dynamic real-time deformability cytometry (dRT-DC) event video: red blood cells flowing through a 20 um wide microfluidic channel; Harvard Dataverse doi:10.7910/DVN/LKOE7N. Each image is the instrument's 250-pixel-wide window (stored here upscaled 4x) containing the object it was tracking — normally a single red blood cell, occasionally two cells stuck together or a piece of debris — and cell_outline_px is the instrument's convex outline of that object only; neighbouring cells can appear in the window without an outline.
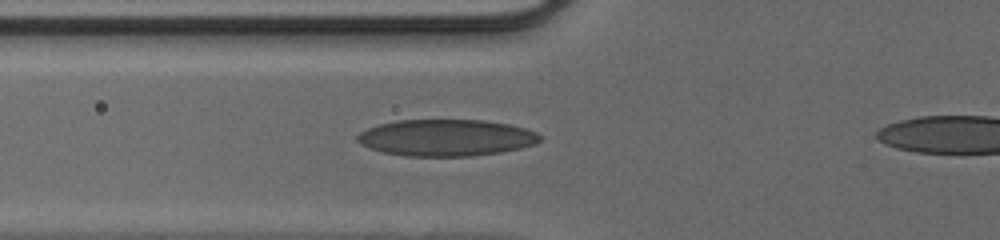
{"species": "human", "species_latin": "Homo sapiens", "temperature_condition": "cold", "stored_images_in_passage": 27, "camera_frame_rate_fps": 3000, "um_per_image_px": 0.085, "donor": {"sex": "male"}, "frame": {"image": 1, "passage_image": 2, "time_ms": 0.333, "image_size_px": [1000, 240], "cell_outline_px": [[540, 140], [532, 144], [520, 148], [500, 152], [472, 156], [404, 156], [380, 152], [360, 144], [356, 140], [356, 136], [360, 132], [368, 128], [380, 124], [396, 120], [484, 120], [508, 124], [524, 128], [536, 132], [540, 136]], "centroid_in_image_um": [37.87, 11.71], "position_along_channel_um": 87.9, "area_um2": 38.96}}
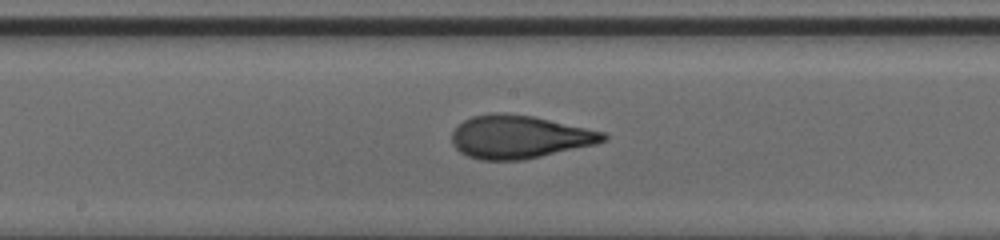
{"frame": {"image": 2, "passage_image": 10, "time_ms": 3.0, "image_size_px": [1000, 240], "cell_outline_px": [[608, 140], [596, 144], [524, 160], [480, 160], [468, 156], [460, 152], [452, 144], [452, 132], [464, 120], [472, 116], [488, 112], [500, 112], [532, 116], [604, 132], [608, 136]], "centroid_in_image_um": [44.13, 11.64], "position_along_channel_um": 204.1, "area_um2": 38.03}}
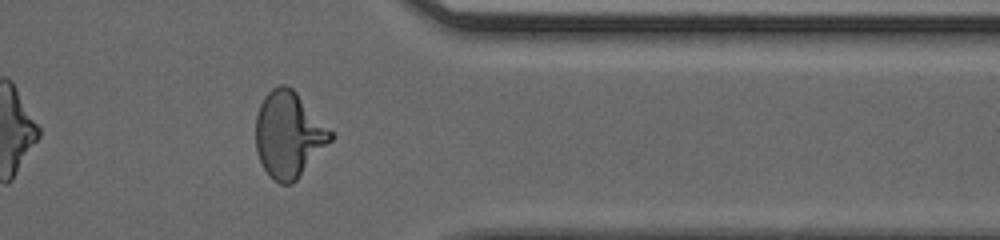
{"frame": {"image": 3, "passage_image": 23, "time_ms": 7.333, "image_size_px": [1000, 240], "cell_outline_px": [[336, 136], [300, 176], [292, 184], [280, 184], [272, 180], [268, 176], [260, 160], [256, 148], [256, 116], [260, 104], [264, 96], [272, 88], [280, 84], [288, 84], [296, 92]], "centroid_in_image_um": [24.53, 11.45], "position_along_channel_um": 386.9, "area_um2": 37.51}}